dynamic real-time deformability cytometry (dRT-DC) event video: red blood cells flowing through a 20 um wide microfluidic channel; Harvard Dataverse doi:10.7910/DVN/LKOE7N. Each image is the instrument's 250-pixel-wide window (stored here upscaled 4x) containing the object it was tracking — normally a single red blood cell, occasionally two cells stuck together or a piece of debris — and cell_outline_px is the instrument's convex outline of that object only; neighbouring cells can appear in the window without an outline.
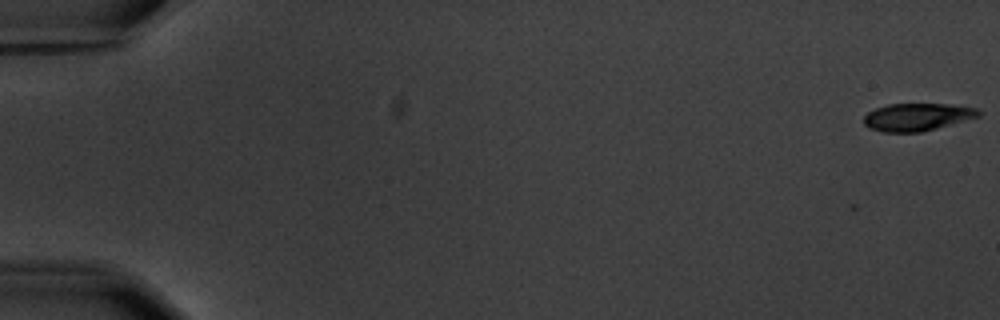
{"species": "common noctule bat (a hibernating species)", "species_latin": "Nyctalus noctula", "temperature_condition": "warm", "stored_images_in_passage": 6, "camera_frame_rate_fps": 3000, "um_per_image_px": 0.085, "animal": {"sex": "male", "body_mass_g": 20.1, "forearm_length_mm": 53.5}, "frame": {"image": 1, "passage_image": 1, "time_ms": 0.0, "image_size_px": [1000, 320], "cell_outline_px": [[984, 112], [980, 116], [936, 128], [920, 132], [884, 132], [868, 128], [864, 124], [864, 116], [868, 112], [876, 108], [888, 104], [952, 104], [976, 108]], "centroid_in_image_um": [77.97, 9.94], "position_along_channel_um": 7.0, "area_um2": 18.44}}
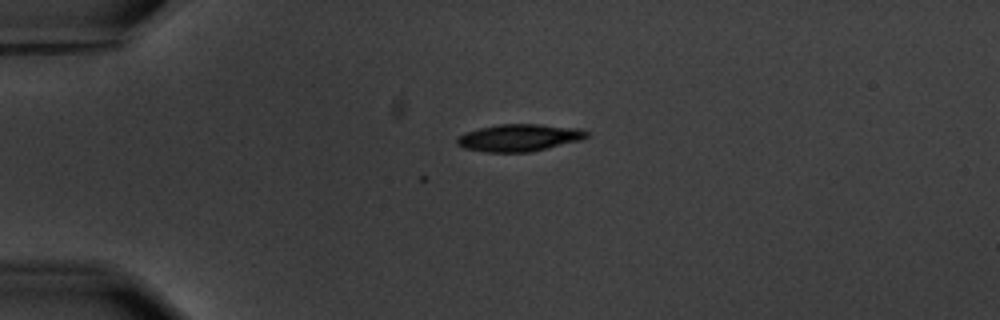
{"frame": {"image": 2, "passage_image": 5, "time_ms": 4.667, "image_size_px": [1000, 320], "cell_outline_px": [[588, 136], [580, 140], [528, 152], [484, 152], [464, 148], [456, 144], [456, 140], [464, 132], [480, 128], [500, 124], [540, 124], [580, 128], [588, 132]], "centroid_in_image_um": [44.1, 11.7], "position_along_channel_um": 40.9, "area_um2": 20.4}}